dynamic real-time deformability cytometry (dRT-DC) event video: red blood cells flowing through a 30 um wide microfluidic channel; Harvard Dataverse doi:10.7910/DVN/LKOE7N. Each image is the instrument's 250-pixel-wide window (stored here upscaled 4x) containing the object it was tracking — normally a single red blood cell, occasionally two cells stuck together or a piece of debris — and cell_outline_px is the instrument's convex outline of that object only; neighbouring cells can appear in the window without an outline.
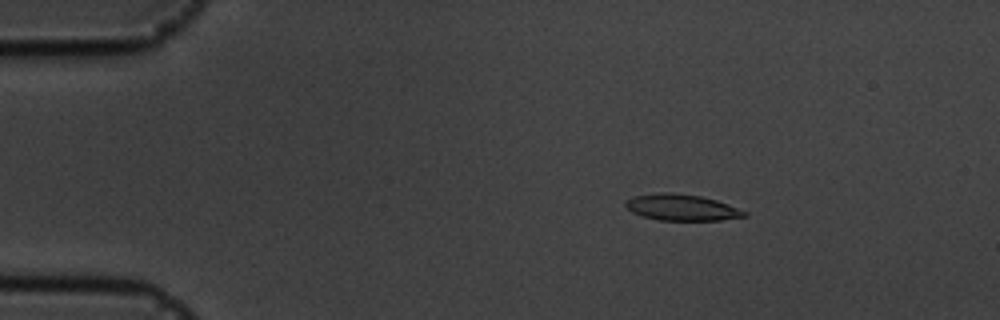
{"species": "common noctule bat (a hibernating species)", "species_latin": "Nyctalus noctula", "temperature_condition": "cold", "stored_images_in_passage": 57, "camera_frame_rate_fps": 3000, "um_per_image_px": 0.085, "animal": {"sex": "male", "body_mass_g": 19.5, "forearm_length_mm": 54.6}, "frame": {"image": 1, "passage_image": 10, "time_ms": 3.0, "image_size_px": [1000, 320], "cell_outline_px": [[748, 216], [720, 220], [660, 220], [644, 216], [632, 212], [624, 204], [632, 196], [660, 192], [672, 192], [700, 196], [716, 200], [748, 212]], "centroid_in_image_um": [57.95, 17.63], "position_along_channel_um": 27.0, "area_um2": 18.03}}
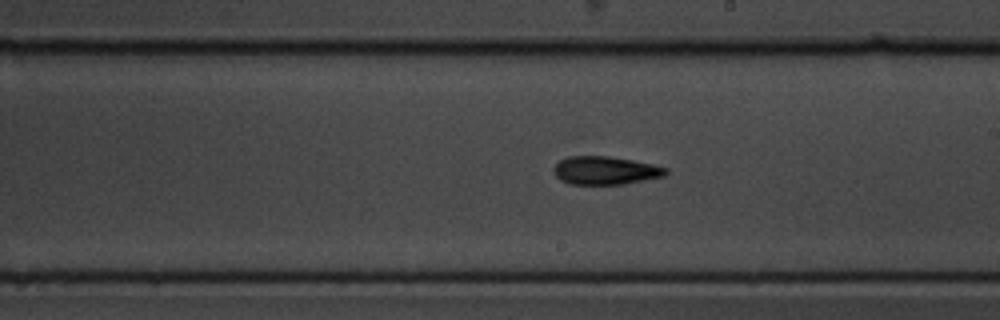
{"frame": {"image": 2, "passage_image": 33, "time_ms": 10.667, "image_size_px": [1000, 320], "cell_outline_px": [[668, 172], [664, 176], [624, 184], [568, 184], [560, 180], [552, 172], [552, 168], [560, 160], [568, 156], [608, 156], [632, 160], [652, 164], [668, 168]], "centroid_in_image_um": [51.42, 14.49], "position_along_channel_um": 237.6, "area_um2": 18.5}}
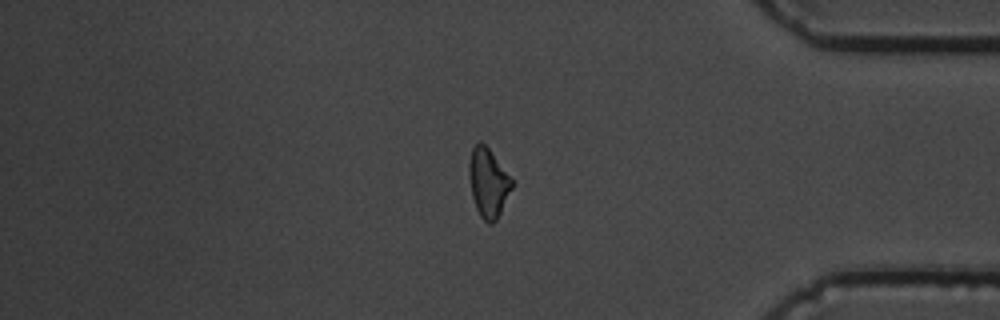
{"frame": {"image": 3, "passage_image": 48, "time_ms": 15.667, "image_size_px": [1000, 320], "cell_outline_px": [[516, 184], [496, 220], [492, 224], [488, 224], [480, 216], [476, 208], [472, 196], [468, 172], [468, 164], [472, 148], [480, 140], [488, 148]], "centroid_in_image_um": [41.51, 15.55], "position_along_channel_um": 393.7, "area_um2": 17.34}, "authors_computed_cell_mechanics": {"area_um2": 17.9758, "velocity_mm_per_s": 3.5921, "shape_relaxation_time_tau1_ms": 6.4063, "shape_relaxation_time_tau2_ms": 4.6037, "deformation_change_tau1": 0.1759, "deformation_change_tau2": 0.124}}